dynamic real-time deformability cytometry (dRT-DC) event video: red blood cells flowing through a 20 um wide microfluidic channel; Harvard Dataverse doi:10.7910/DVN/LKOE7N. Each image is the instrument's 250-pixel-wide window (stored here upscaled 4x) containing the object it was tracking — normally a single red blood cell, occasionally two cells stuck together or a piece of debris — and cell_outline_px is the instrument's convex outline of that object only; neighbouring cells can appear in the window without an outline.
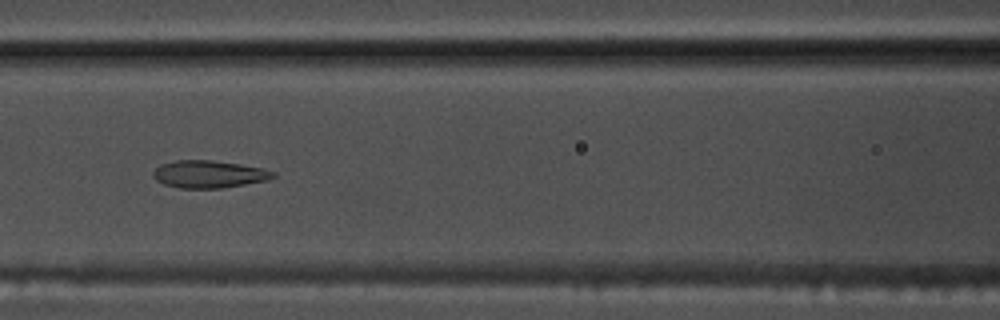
{"species": "common noctule bat (a hibernating species)", "species_latin": "Nyctalus noctula", "temperature_condition": "warm", "stored_images_in_passage": 53, "camera_frame_rate_fps": 3000, "um_per_image_px": 0.085, "animal": {"sex": "male", "body_mass_g": 17.5, "forearm_length_mm": 52.3}, "frame": {"image": 1, "passage_image": 23, "time_ms": 7.333, "image_size_px": [1000, 320], "cell_outline_px": [[276, 176], [268, 180], [224, 188], [180, 188], [164, 184], [156, 180], [152, 176], [152, 172], [160, 164], [176, 160], [212, 160], [240, 164], [264, 168], [276, 172]], "centroid_in_image_um": [17.77, 14.8], "position_along_channel_um": 148.8, "area_um2": 19.36}}
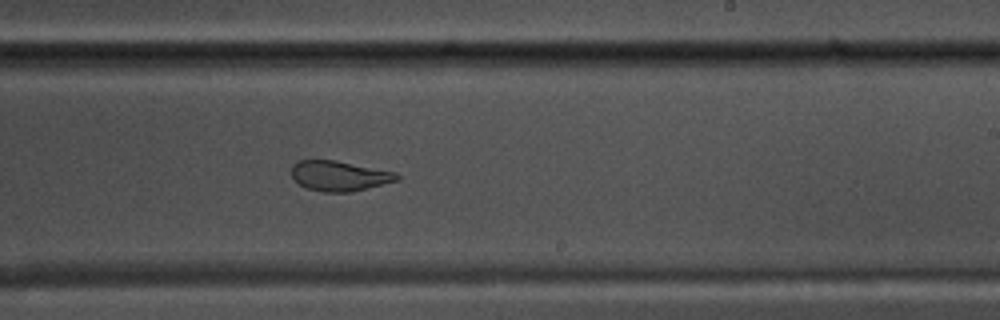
{"frame": {"image": 2, "passage_image": 32, "time_ms": 10.333, "image_size_px": [1000, 320], "cell_outline_px": [[400, 180], [348, 192], [324, 192], [308, 188], [300, 184], [292, 176], [292, 164], [300, 160], [336, 160], [396, 172], [400, 176]], "centroid_in_image_um": [28.86, 14.94], "position_along_channel_um": 260.1, "area_um2": 18.32}}
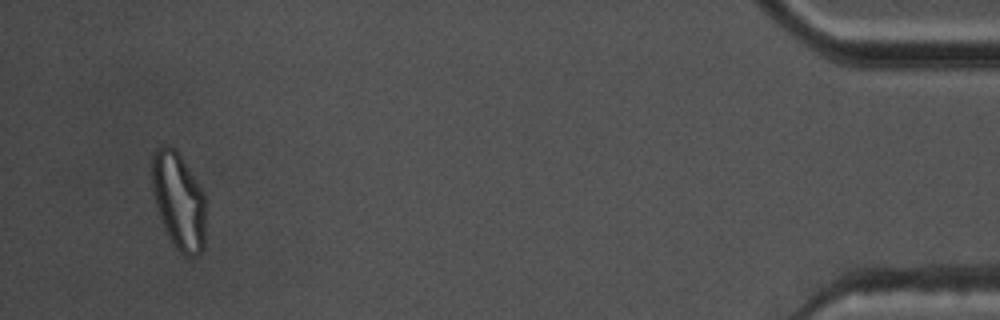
{"frame": {"image": 3, "passage_image": 51, "time_ms": 16.667, "image_size_px": [1000, 320], "cell_outline_px": [[204, 248], [196, 256], [184, 256], [172, 244], [160, 220], [152, 192], [152, 156], [156, 148], [160, 144], [168, 144], [176, 148], [204, 192]], "centroid_in_image_um": [15.16, 17.04], "position_along_channel_um": 420.0, "area_um2": 30.69}, "authors_computed_cell_mechanics": {"area_um2": 23.1778, "velocity_mm_per_s": 3.7319, "shape_relaxation_time_tau1_ms": null, "shape_relaxation_time_tau2_ms": 1.3877, "deformation_change_tau1": null, "deformation_change_tau2": 0.0776}}